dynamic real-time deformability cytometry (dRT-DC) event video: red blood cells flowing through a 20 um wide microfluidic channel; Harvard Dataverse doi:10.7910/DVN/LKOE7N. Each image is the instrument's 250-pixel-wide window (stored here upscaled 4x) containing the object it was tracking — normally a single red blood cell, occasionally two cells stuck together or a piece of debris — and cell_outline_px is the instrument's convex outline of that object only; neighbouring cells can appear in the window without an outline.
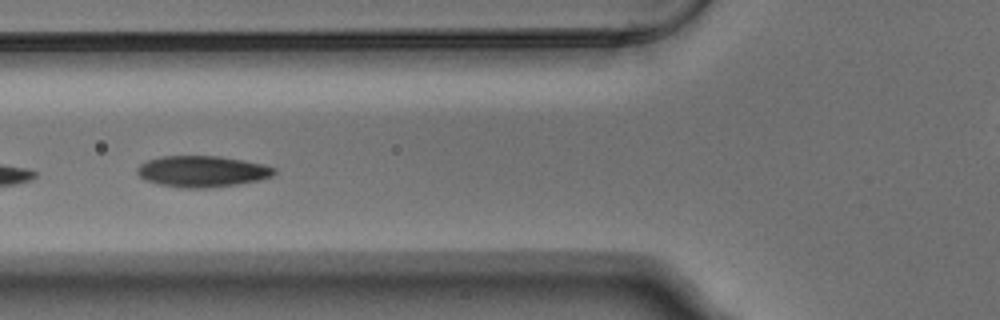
{"species": "Egyptian fruit bat (a non-hibernating species)", "species_latin": "Rousettus aegyptiacus", "temperature_condition": "warm", "stored_images_in_passage": 6, "camera_frame_rate_fps": 3000, "um_per_image_px": 0.085, "animal": {"sex": "male"}, "frame": {"image": 1, "passage_image": 4, "time_ms": 1.0, "image_size_px": [1000, 320], "cell_outline_px": [[276, 172], [272, 176], [260, 180], [212, 188], [180, 188], [160, 184], [144, 180], [136, 172], [136, 168], [140, 164], [148, 160], [160, 156], [220, 156], [244, 160], [264, 164], [276, 168]], "centroid_in_image_um": [17.19, 14.57], "position_along_channel_um": 108.6, "area_um2": 25.14}}
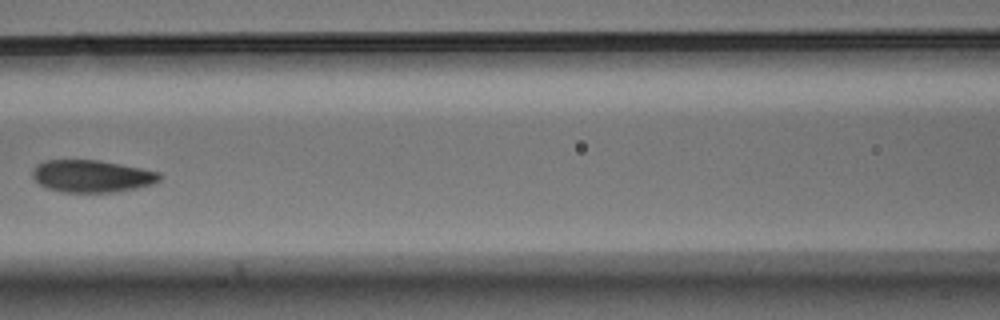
{"frame": {"image": 2, "passage_image": 5, "time_ms": 1.333, "image_size_px": [1000, 320], "cell_outline_px": [[164, 176], [160, 180], [152, 184], [136, 188], [112, 192], [60, 192], [48, 188], [40, 184], [32, 176], [32, 168], [36, 164], [44, 160], [100, 160], [160, 172]], "centroid_in_image_um": [7.8, 14.96], "position_along_channel_um": 158.8, "area_um2": 23.99}}
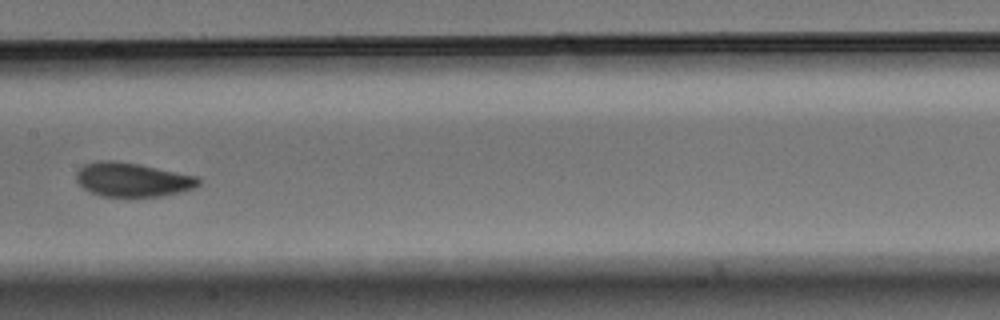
{"frame": {"image": 3, "passage_image": 6, "time_ms": 1.667, "image_size_px": [1000, 320], "cell_outline_px": [[200, 184], [192, 188], [180, 192], [164, 196], [128, 200], [100, 196], [84, 188], [76, 180], [76, 172], [84, 164], [96, 160], [112, 160], [140, 164], [196, 176], [200, 180]], "centroid_in_image_um": [11.23, 15.31], "position_along_channel_um": 196.2, "area_um2": 25.09}}